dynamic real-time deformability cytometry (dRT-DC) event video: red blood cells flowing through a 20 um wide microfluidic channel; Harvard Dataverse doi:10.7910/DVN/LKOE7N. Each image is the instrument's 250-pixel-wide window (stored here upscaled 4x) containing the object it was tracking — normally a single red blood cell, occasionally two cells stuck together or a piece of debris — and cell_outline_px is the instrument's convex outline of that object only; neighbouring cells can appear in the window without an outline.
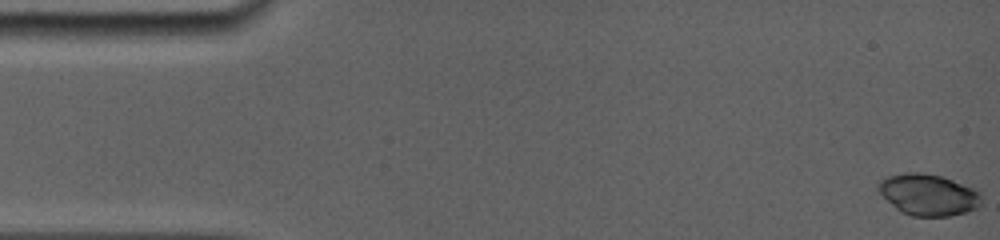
{"species": "common noctule bat (a hibernating species)", "species_latin": "Nyctalus noctula", "temperature_condition": "room temperature", "stored_images_in_passage": 122, "camera_frame_rate_fps": 5000, "um_per_image_px": 0.085, "animal": {"sex": "female", "body_mass_g": 19.0, "forearm_length_mm": 56.7}, "frame": {"image": 1, "passage_image": 1, "time_ms": 0.0, "image_size_px": [1000, 240], "cell_outline_px": [[980, 204], [976, 208], [964, 212], [948, 216], [912, 216], [900, 212], [876, 188], [876, 184], [880, 180], [888, 176], [904, 172], [920, 172], [940, 176], [976, 188], [980, 192]], "centroid_in_image_um": [78.89, 16.54], "position_along_channel_um": 6.1, "area_um2": 24.8}}
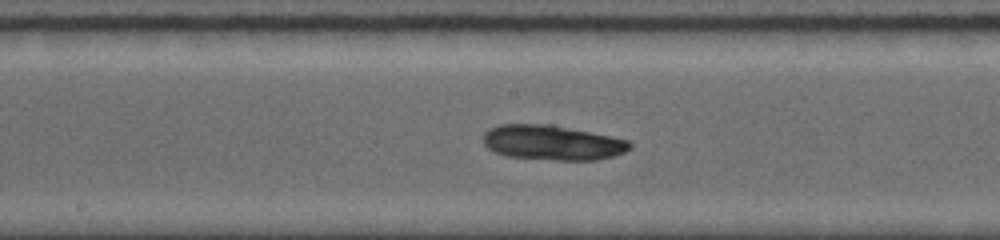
{"frame": {"image": 2, "passage_image": 62, "time_ms": 8.4, "image_size_px": [1000, 240], "cell_outline_px": [[632, 148], [624, 152], [612, 156], [596, 160], [556, 160], [508, 156], [496, 152], [488, 148], [484, 144], [484, 132], [488, 128], [500, 124], [552, 124], [628, 140], [632, 144]], "centroid_in_image_um": [46.94, 12.11], "position_along_channel_um": 201.3, "area_um2": 29.71}}
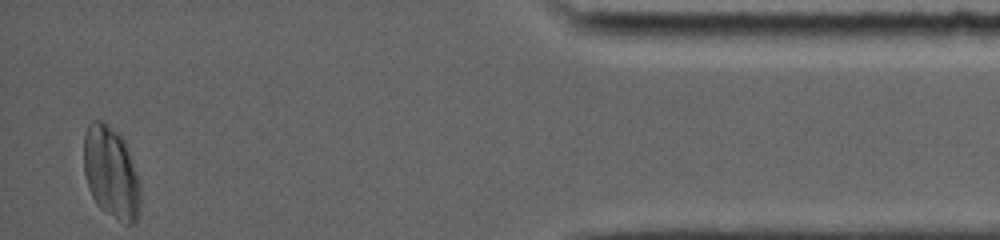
{"frame": {"image": 3, "passage_image": 122, "time_ms": 15.6, "image_size_px": [1000, 240], "cell_outline_px": [[140, 212], [136, 224], [128, 224], [100, 208], [96, 204], [88, 188], [84, 172], [84, 132], [88, 124], [92, 120], [104, 120], [124, 140], [128, 148], [140, 184]], "centroid_in_image_um": [9.44, 14.66], "position_along_channel_um": 425.8, "area_um2": 30.46}, "authors_computed_cell_mechanics": {"area_um2": 28.9, "velocity_mm_per_s": 3.8719, "shape_relaxation_time_tau1_ms": 4.0146, "shape_relaxation_time_tau2_ms": null, "deformation_change_tau1": 0.0769, "deformation_change_tau2": null}}